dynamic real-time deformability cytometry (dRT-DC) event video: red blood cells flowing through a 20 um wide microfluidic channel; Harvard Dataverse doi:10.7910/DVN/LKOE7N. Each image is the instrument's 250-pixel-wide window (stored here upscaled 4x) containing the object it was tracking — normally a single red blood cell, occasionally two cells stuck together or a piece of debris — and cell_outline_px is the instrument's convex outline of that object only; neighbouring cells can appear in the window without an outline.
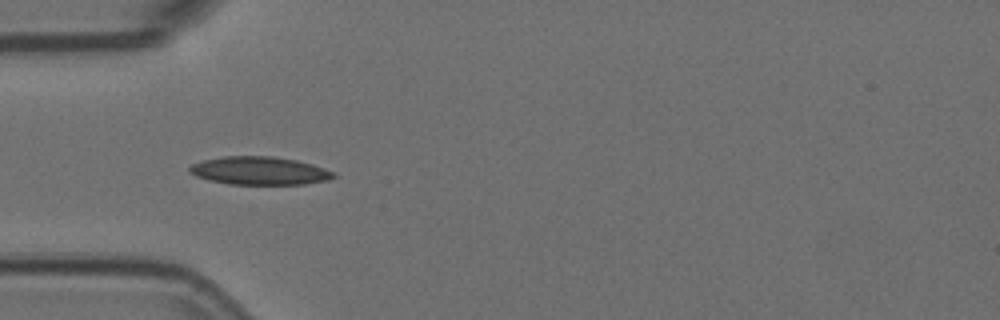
{"species": "Egyptian fruit bat (a non-hibernating species)", "species_latin": "Rousettus aegyptiacus", "temperature_condition": "room temperature", "stored_images_in_passage": 5, "camera_frame_rate_fps": 3000, "um_per_image_px": 0.085, "animal": {"sex": "female"}, "frame": {"image": 1, "passage_image": 4, "time_ms": 1.0, "image_size_px": [1000, 320], "cell_outline_px": [[336, 176], [328, 180], [304, 184], [228, 184], [208, 180], [196, 176], [188, 172], [188, 168], [192, 164], [204, 160], [224, 156], [272, 156], [296, 160], [312, 164], [324, 168], [332, 172]], "centroid_in_image_um": [22.02, 14.51], "position_along_channel_um": 63.0, "area_um2": 23.52}}
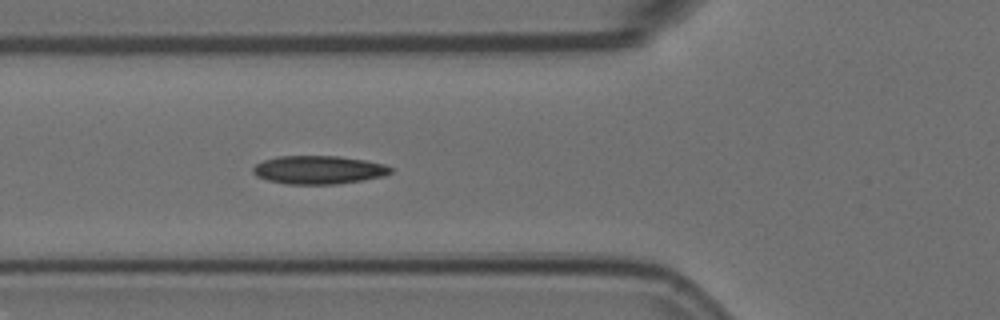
{"frame": {"image": 2, "passage_image": 5, "time_ms": 1.333, "image_size_px": [1000, 320], "cell_outline_px": [[392, 172], [384, 176], [336, 184], [284, 184], [268, 180], [256, 176], [252, 172], [252, 168], [256, 164], [264, 160], [280, 156], [340, 156], [364, 160], [384, 164], [392, 168]], "centroid_in_image_um": [27.06, 14.44], "position_along_channel_um": 98.7, "area_um2": 22.66}}